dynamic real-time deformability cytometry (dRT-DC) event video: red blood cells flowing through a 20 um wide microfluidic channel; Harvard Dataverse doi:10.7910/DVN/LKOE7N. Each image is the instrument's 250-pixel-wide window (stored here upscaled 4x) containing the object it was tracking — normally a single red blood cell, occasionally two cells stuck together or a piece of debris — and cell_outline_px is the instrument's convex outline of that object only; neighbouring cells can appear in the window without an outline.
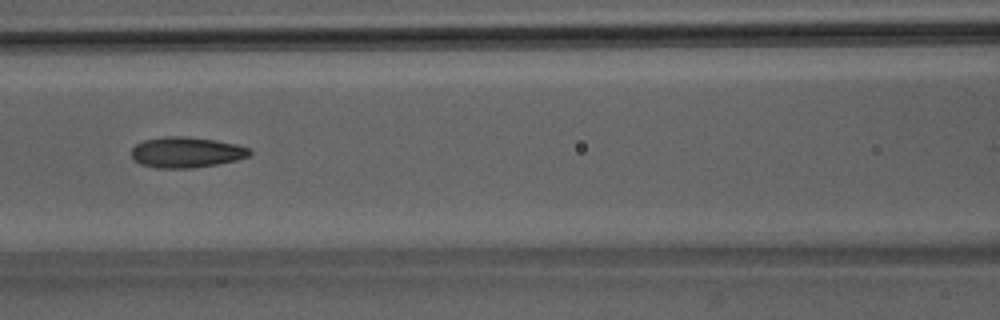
{"species": "Egyptian fruit bat (a non-hibernating species)", "species_latin": "Rousettus aegyptiacus", "temperature_condition": "room temperature", "stored_images_in_passage": 47, "camera_frame_rate_fps": 3000, "um_per_image_px": 0.085, "animal": {"sex": "male"}, "frame": {"image": 1, "passage_image": 23, "time_ms": 7.333, "image_size_px": [1000, 320], "cell_outline_px": [[252, 152], [248, 156], [236, 160], [216, 164], [192, 168], [156, 168], [140, 164], [132, 156], [132, 148], [136, 144], [144, 140], [164, 136], [180, 136], [216, 140], [236, 144], [248, 148]], "centroid_in_image_um": [15.82, 12.94], "position_along_channel_um": 150.8, "area_um2": 20.98}}
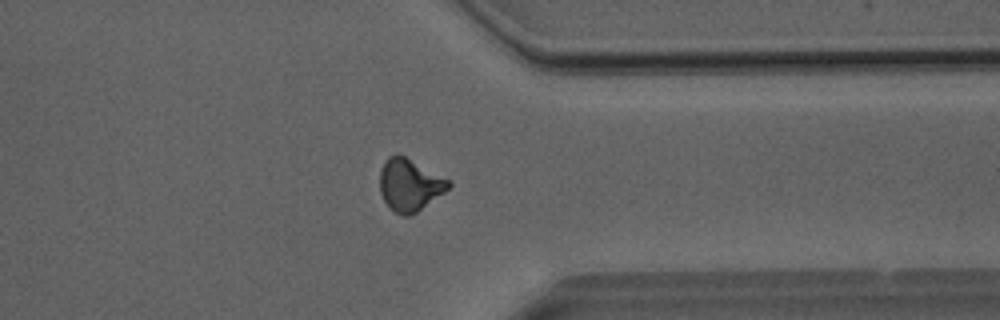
{"frame": {"image": 2, "passage_image": 40, "time_ms": 13.0, "image_size_px": [1000, 320], "cell_outline_px": [[452, 184], [444, 192], [416, 212], [408, 216], [404, 216], [388, 208], [380, 192], [380, 172], [384, 160], [388, 156], [396, 152], [452, 180]], "centroid_in_image_um": [34.81, 15.69], "position_along_channel_um": 376.6, "area_um2": 20.98}}
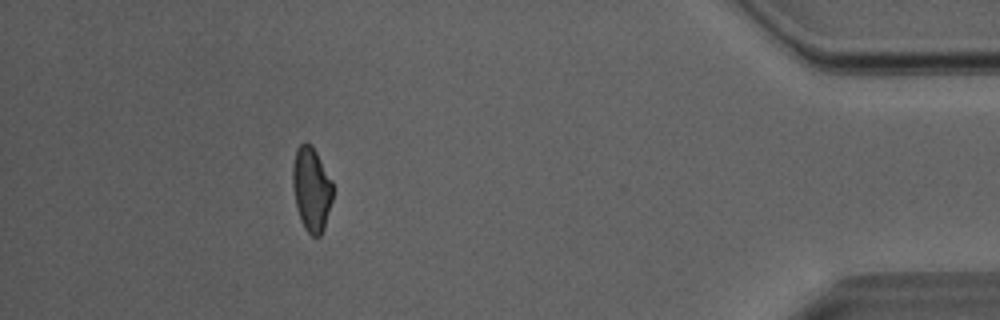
{"frame": {"image": 3, "passage_image": 46, "time_ms": 15.0, "image_size_px": [1000, 320], "cell_outline_px": [[332, 200], [324, 228], [320, 236], [312, 236], [304, 228], [300, 220], [296, 208], [292, 184], [292, 164], [296, 148], [304, 140], [316, 152], [332, 180]], "centroid_in_image_um": [26.45, 16.08], "position_along_channel_um": 408.8, "area_um2": 19.77}, "authors_computed_cell_mechanics": {"area_um2": 20.808, "velocity_mm_per_s": 4.0632, "shape_relaxation_time_tau1_ms": 7.2083, "shape_relaxation_time_tau2_ms": 2.0072, "deformation_change_tau1": 0.1759, "deformation_change_tau2": 0.0879}}